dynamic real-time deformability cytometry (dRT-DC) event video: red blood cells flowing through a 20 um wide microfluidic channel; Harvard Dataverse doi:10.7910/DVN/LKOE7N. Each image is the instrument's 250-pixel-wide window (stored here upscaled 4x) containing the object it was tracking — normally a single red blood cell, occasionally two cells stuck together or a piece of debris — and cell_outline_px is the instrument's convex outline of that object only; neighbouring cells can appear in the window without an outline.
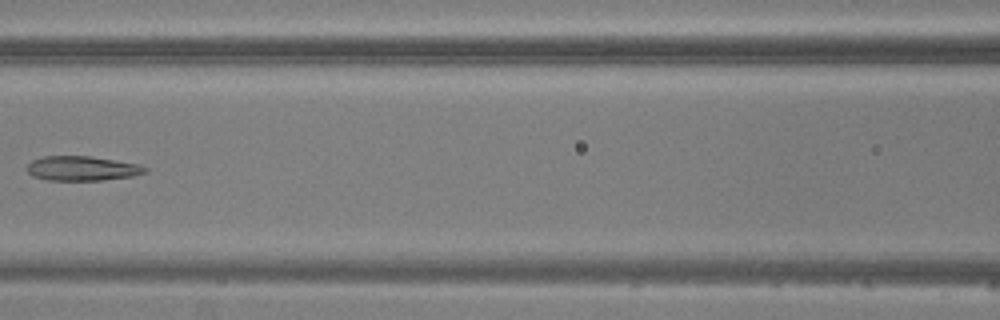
{"species": "common noctule bat (a hibernating species)", "species_latin": "Nyctalus noctula", "temperature_condition": "warm", "stored_images_in_passage": 4, "camera_frame_rate_fps": 3000, "um_per_image_px": 0.085, "animal": {"sex": "male", "body_mass_g": 20.5, "forearm_length_mm": 52.5}, "frame": {"image": 1, "passage_image": 4, "time_ms": 3.667, "image_size_px": [1000, 320], "cell_outline_px": [[148, 172], [132, 176], [100, 180], [48, 180], [32, 176], [28, 172], [28, 164], [32, 160], [44, 156], [88, 156], [140, 164], [148, 168]], "centroid_in_image_um": [7.0, 14.31], "position_along_channel_um": 159.6, "area_um2": 16.82}}